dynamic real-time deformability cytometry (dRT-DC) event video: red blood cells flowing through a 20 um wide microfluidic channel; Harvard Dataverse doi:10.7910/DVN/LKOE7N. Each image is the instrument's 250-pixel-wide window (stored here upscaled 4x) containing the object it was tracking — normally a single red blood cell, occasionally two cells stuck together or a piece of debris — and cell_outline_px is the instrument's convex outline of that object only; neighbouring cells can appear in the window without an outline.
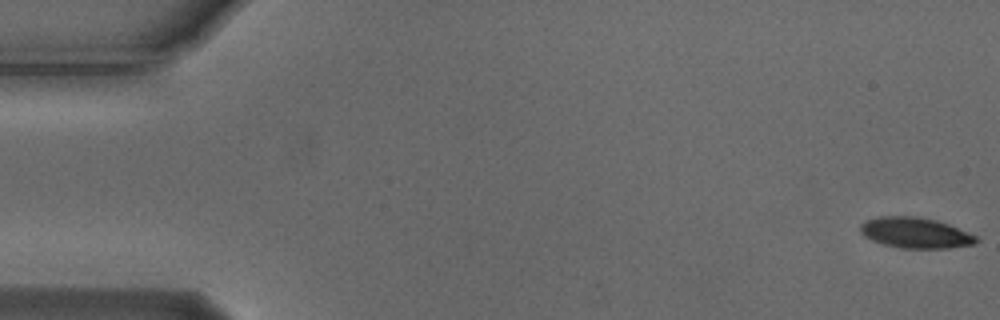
{"species": "Egyptian fruit bat (a non-hibernating species)", "species_latin": "Rousettus aegyptiacus", "temperature_condition": "cold", "stored_images_in_passage": 55, "camera_frame_rate_fps": 3000, "um_per_image_px": 0.085, "animal": {"sex": "male"}, "frame": {"image": 1, "passage_image": 1, "time_ms": 0.0, "image_size_px": [1000, 320], "cell_outline_px": [[980, 240], [976, 244], [948, 248], [900, 248], [884, 244], [872, 240], [864, 236], [860, 232], [860, 224], [864, 220], [880, 216], [916, 216], [936, 220], [948, 224], [968, 232], [976, 236]], "centroid_in_image_um": [77.8, 19.78], "position_along_channel_um": 7.2, "area_um2": 20.81}}
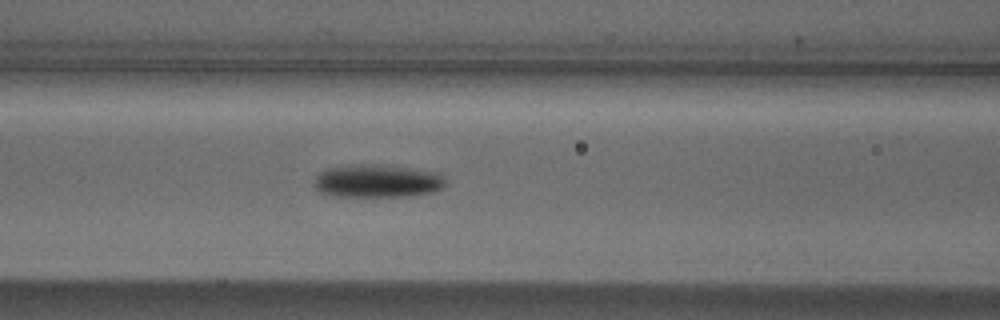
{"frame": {"image": 2, "passage_image": 23, "time_ms": 7.333, "image_size_px": [1000, 320], "cell_outline_px": [[444, 188], [432, 192], [412, 196], [328, 196], [320, 192], [316, 188], [312, 180], [324, 168], [352, 164], [380, 164], [440, 172], [444, 180]], "centroid_in_image_um": [32.03, 15.38], "position_along_channel_um": 134.6, "area_um2": 25.72}}
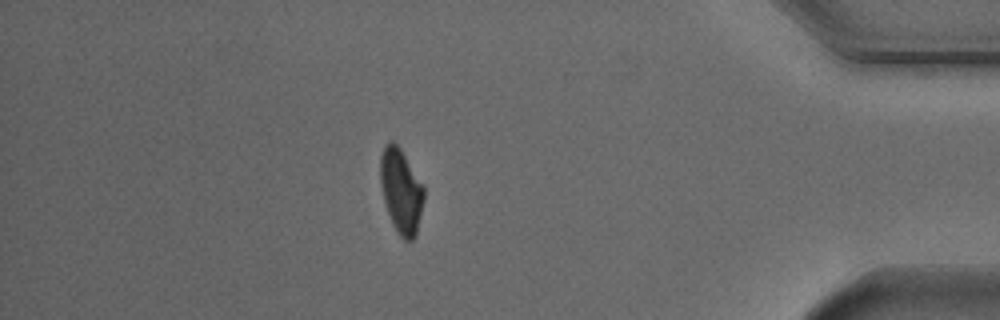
{"frame": {"image": 3, "passage_image": 48, "time_ms": 15.667, "image_size_px": [1000, 320], "cell_outline_px": [[424, 200], [416, 236], [412, 240], [404, 240], [396, 232], [392, 224], [384, 200], [380, 184], [380, 156], [384, 144], [388, 140], [392, 140], [400, 148], [424, 184]], "centroid_in_image_um": [34.09, 16.21], "position_along_channel_um": 401.1, "area_um2": 21.79}, "authors_computed_cell_mechanics": {"area_um2": 21.964, "velocity_mm_per_s": 3.7271, "shape_relaxation_time_tau1_ms": 3.2426, "shape_relaxation_time_tau2_ms": null, "deformation_change_tau1": 0.1342, "deformation_change_tau2": null}}